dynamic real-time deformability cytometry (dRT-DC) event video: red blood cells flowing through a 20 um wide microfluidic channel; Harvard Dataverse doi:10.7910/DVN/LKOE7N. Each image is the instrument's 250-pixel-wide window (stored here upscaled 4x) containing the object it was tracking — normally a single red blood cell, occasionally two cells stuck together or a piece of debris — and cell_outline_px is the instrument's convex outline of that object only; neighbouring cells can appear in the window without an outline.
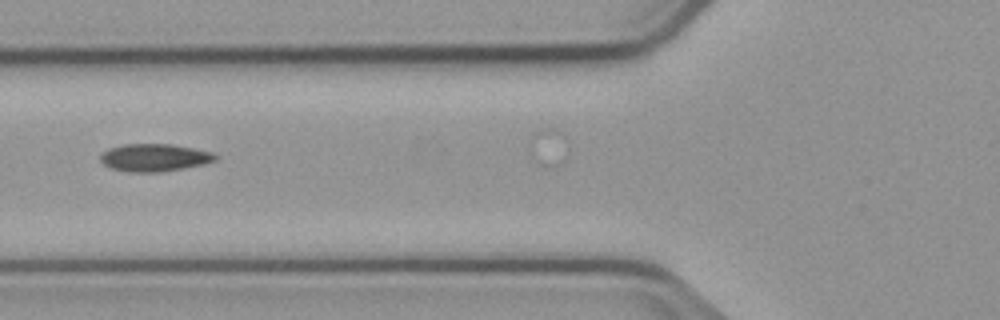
{"species": "common noctule bat (a hibernating species)", "species_latin": "Nyctalus noctula", "temperature_condition": "cold", "stored_images_in_passage": 31, "camera_frame_rate_fps": 3000, "um_per_image_px": 0.085, "animal": {"sex": "male", "body_mass_g": 23.1, "forearm_length_mm": 52.7}, "frame": {"image": 1, "passage_image": 3, "time_ms": 0.667, "image_size_px": [1000, 320], "cell_outline_px": [[216, 160], [204, 164], [184, 168], [160, 172], [128, 172], [112, 168], [104, 164], [100, 160], [100, 156], [108, 148], [124, 144], [172, 144], [212, 152], [216, 156]], "centroid_in_image_um": [13.11, 13.39], "position_along_channel_um": 112.7, "area_um2": 18.38}}
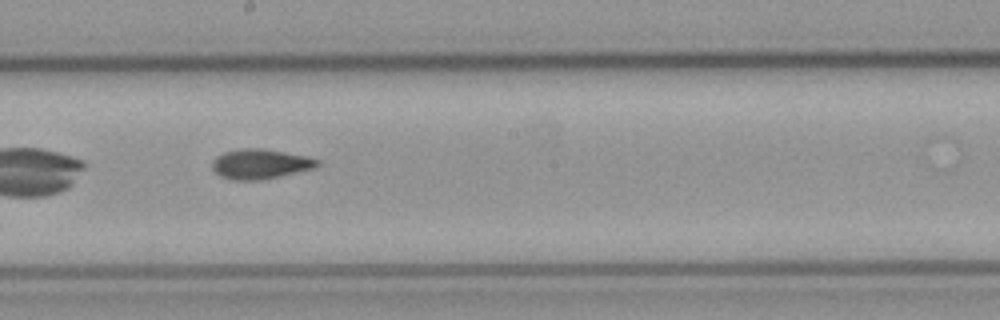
{"frame": {"image": 2, "passage_image": 12, "time_ms": 3.667, "image_size_px": [1000, 320], "cell_outline_px": [[320, 164], [312, 168], [280, 176], [260, 180], [232, 180], [220, 176], [212, 168], [212, 160], [216, 156], [224, 152], [244, 148], [264, 148], [308, 156], [320, 160]], "centroid_in_image_um": [22.11, 13.93], "position_along_channel_um": 226.1, "area_um2": 18.32}}
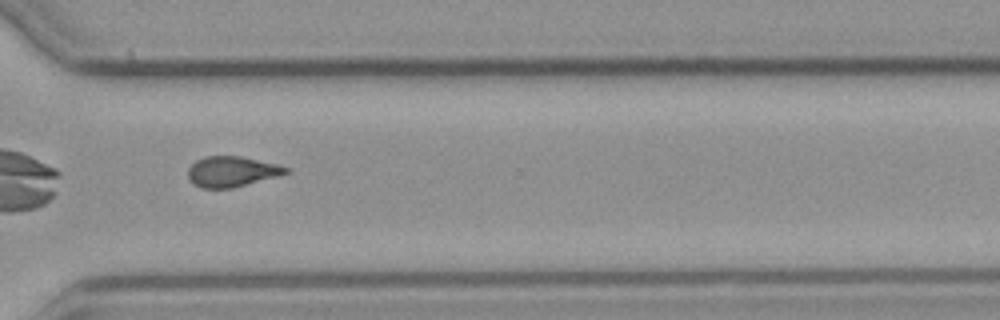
{"frame": {"image": 3, "passage_image": 22, "time_ms": 7.0, "image_size_px": [1000, 320], "cell_outline_px": [[288, 172], [276, 176], [232, 188], [200, 188], [192, 184], [188, 180], [188, 168], [196, 160], [204, 156], [240, 156], [276, 164], [288, 168]], "centroid_in_image_um": [19.62, 14.58], "position_along_channel_um": 351.0, "area_um2": 17.22}}